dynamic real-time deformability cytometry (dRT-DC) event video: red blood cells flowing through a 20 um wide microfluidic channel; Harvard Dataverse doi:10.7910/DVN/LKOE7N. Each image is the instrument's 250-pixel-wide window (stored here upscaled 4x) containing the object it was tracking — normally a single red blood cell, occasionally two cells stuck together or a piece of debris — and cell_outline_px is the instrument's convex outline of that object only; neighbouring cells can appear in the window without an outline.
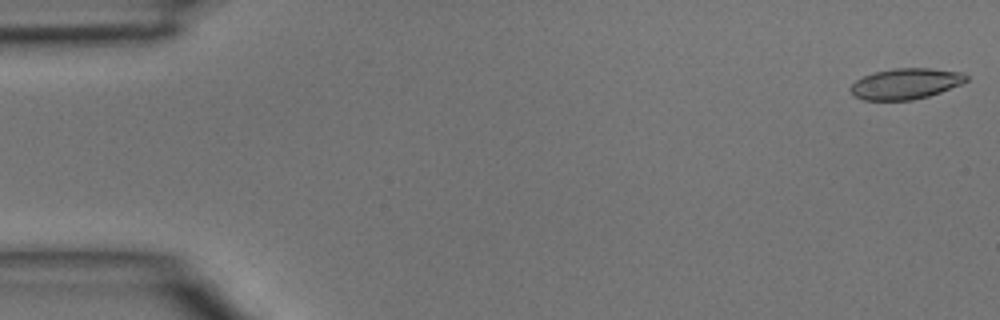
{"species": "common noctule bat (a hibernating species)", "species_latin": "Nyctalus noctula", "temperature_condition": "room temperature", "stored_images_in_passage": 45, "camera_frame_rate_fps": 3000, "um_per_image_px": 0.085, "animal": {"sex": "male", "body_mass_g": 15.6}, "frame": {"image": 1, "passage_image": 1, "time_ms": 0.0, "image_size_px": [1000, 320], "cell_outline_px": [[968, 80], [960, 84], [940, 92], [928, 96], [912, 100], [864, 100], [856, 96], [852, 92], [852, 84], [856, 80], [872, 72], [892, 68], [928, 68], [960, 72], [968, 76]], "centroid_in_image_um": [76.98, 7.11], "position_along_channel_um": 8.0, "area_um2": 20.58}}
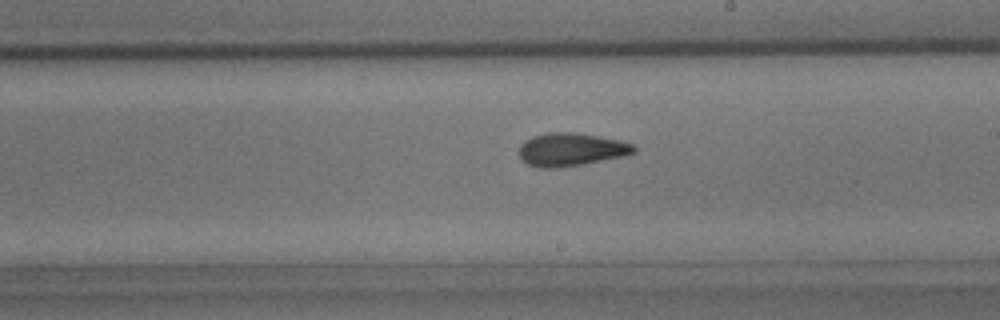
{"frame": {"image": 2, "passage_image": 26, "time_ms": 8.333, "image_size_px": [1000, 320], "cell_outline_px": [[636, 152], [624, 156], [580, 164], [556, 168], [540, 168], [528, 164], [520, 160], [520, 144], [524, 140], [532, 136], [548, 132], [572, 132], [620, 140], [632, 144], [636, 148]], "centroid_in_image_um": [48.5, 12.7], "position_along_channel_um": 240.5, "area_um2": 22.02}}
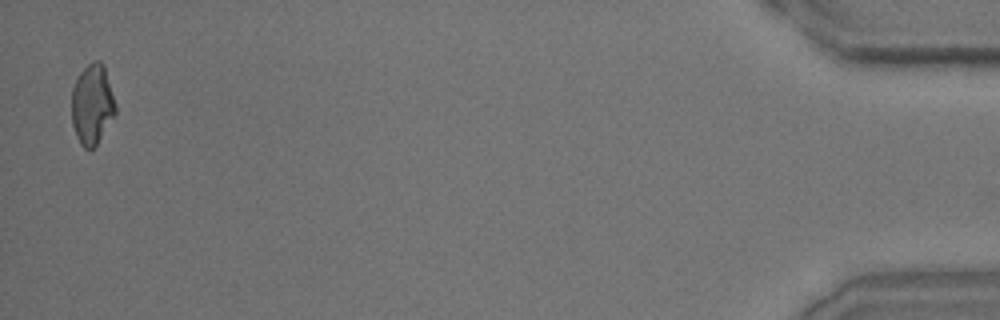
{"frame": {"image": 3, "passage_image": 45, "time_ms": 14.667, "image_size_px": [1000, 320], "cell_outline_px": [[116, 112], [96, 144], [92, 148], [84, 148], [80, 144], [72, 124], [72, 88], [80, 72], [92, 60], [100, 60], [104, 64], [116, 104]], "centroid_in_image_um": [7.84, 8.83], "position_along_channel_um": 427.4, "area_um2": 20.35}}